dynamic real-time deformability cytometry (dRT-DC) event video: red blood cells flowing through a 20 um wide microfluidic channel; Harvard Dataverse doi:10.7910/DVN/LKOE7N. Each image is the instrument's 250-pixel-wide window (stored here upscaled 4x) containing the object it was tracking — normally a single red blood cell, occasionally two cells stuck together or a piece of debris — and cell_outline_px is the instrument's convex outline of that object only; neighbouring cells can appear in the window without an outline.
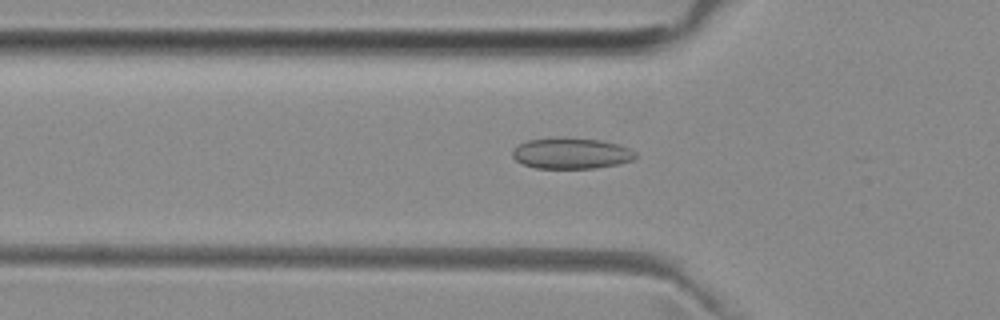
{"species": "common noctule bat (a hibernating species)", "species_latin": "Nyctalus noctula", "temperature_condition": "room temperature", "stored_images_in_passage": 18, "camera_frame_rate_fps": 3000, "um_per_image_px": 0.085, "animal": {"sex": "female", "body_mass_g": 29.2, "forearm_length_mm": 56.3}, "frame": {"image": 1, "passage_image": 10, "time_ms": 3.0, "image_size_px": [1000, 320], "cell_outline_px": [[636, 160], [620, 164], [596, 168], [536, 168], [524, 164], [516, 160], [512, 156], [512, 148], [528, 140], [556, 136], [560, 136], [600, 140], [620, 144], [636, 152]], "centroid_in_image_um": [48.58, 13.02], "position_along_channel_um": 77.2, "area_um2": 22.66}}
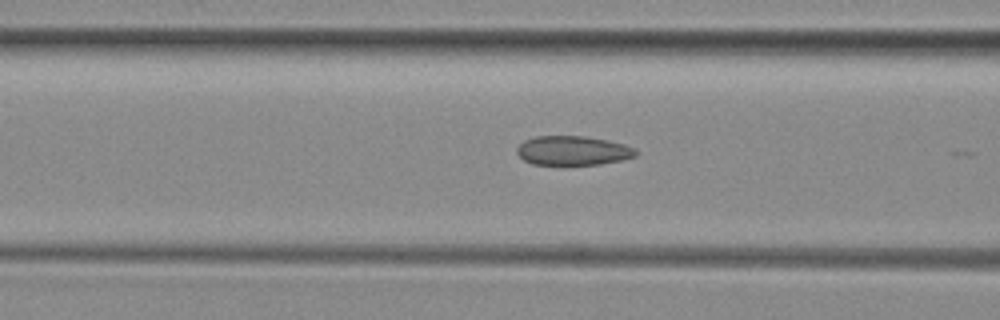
{"frame": {"image": 2, "passage_image": 13, "time_ms": 4.0, "image_size_px": [1000, 320], "cell_outline_px": [[636, 156], [620, 160], [600, 164], [532, 164], [524, 160], [516, 152], [516, 148], [524, 140], [536, 136], [584, 136], [624, 144], [636, 148]], "centroid_in_image_um": [48.67, 12.79], "position_along_channel_um": 117.9, "area_um2": 20.06}}
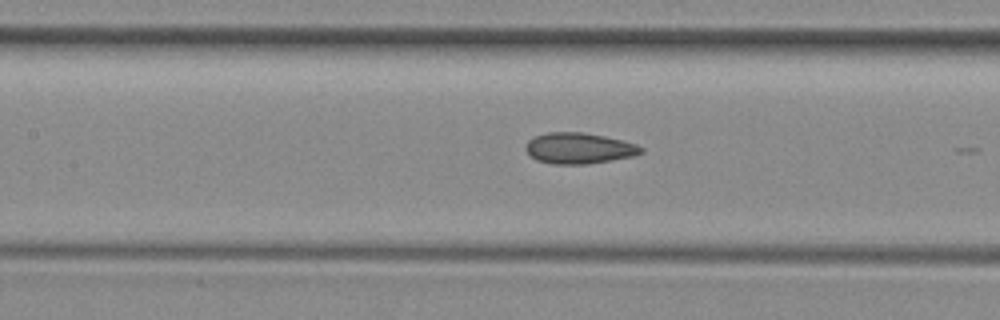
{"frame": {"image": 3, "passage_image": 16, "time_ms": 5.0, "image_size_px": [1000, 320], "cell_outline_px": [[644, 152], [636, 156], [588, 164], [552, 164], [536, 160], [524, 148], [528, 140], [532, 136], [548, 132], [584, 132], [604, 136], [636, 144], [644, 148]], "centroid_in_image_um": [49.21, 12.6], "position_along_channel_um": 158.2, "area_um2": 20.98}}